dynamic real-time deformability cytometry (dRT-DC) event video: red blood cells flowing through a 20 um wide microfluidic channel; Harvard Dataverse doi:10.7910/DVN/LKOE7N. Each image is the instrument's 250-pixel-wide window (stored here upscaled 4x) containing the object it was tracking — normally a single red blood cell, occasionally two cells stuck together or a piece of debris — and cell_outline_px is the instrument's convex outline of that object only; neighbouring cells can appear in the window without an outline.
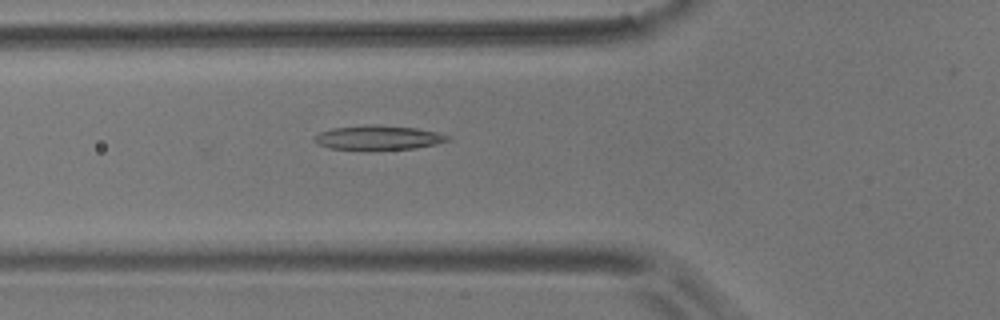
{"species": "common noctule bat (a hibernating species)", "species_latin": "Nyctalus noctula", "temperature_condition": "room temperature", "stored_images_in_passage": 40, "camera_frame_rate_fps": 3000, "um_per_image_px": 0.085, "animal": {"sex": "male", "body_mass_g": 17.9}, "frame": {"image": 1, "passage_image": 4, "time_ms": 1.0, "image_size_px": [1000, 320], "cell_outline_px": [[452, 140], [436, 144], [416, 148], [328, 148], [316, 144], [312, 140], [312, 136], [320, 132], [332, 128], [368, 124], [376, 124], [416, 128], [436, 132], [452, 136]], "centroid_in_image_um": [32.15, 11.67], "position_along_channel_um": 93.7, "area_um2": 18.73}}
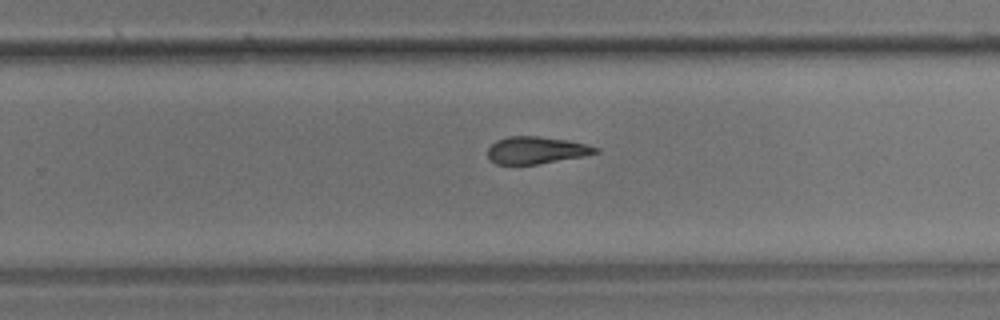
{"frame": {"image": 2, "passage_image": 20, "time_ms": 6.333, "image_size_px": [1000, 320], "cell_outline_px": [[600, 152], [584, 156], [536, 164], [496, 164], [488, 156], [488, 148], [496, 140], [508, 136], [540, 136], [568, 140], [600, 148]], "centroid_in_image_um": [45.59, 12.76], "position_along_channel_um": 284.2, "area_um2": 16.99}}
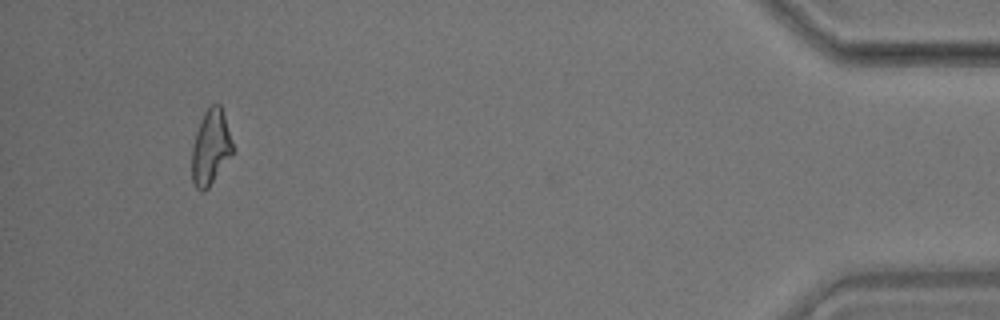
{"frame": {"image": 3, "passage_image": 37, "time_ms": 12.0, "image_size_px": [1000, 320], "cell_outline_px": [[232, 152], [208, 188], [204, 192], [200, 192], [196, 188], [192, 180], [192, 144], [200, 120], [204, 112], [212, 104], [220, 104], [232, 140]], "centroid_in_image_um": [17.87, 12.53], "position_along_channel_um": 417.3, "area_um2": 17.51}, "authors_computed_cell_mechanics": {"area_um2": 18.0625, "velocity_mm_per_s": 3.5687, "shape_relaxation_time_tau1_ms": 9.8782, "shape_relaxation_time_tau2_ms": 3.9415, "deformation_change_tau1": 0.236, "deformation_change_tau2": 0.1114}}